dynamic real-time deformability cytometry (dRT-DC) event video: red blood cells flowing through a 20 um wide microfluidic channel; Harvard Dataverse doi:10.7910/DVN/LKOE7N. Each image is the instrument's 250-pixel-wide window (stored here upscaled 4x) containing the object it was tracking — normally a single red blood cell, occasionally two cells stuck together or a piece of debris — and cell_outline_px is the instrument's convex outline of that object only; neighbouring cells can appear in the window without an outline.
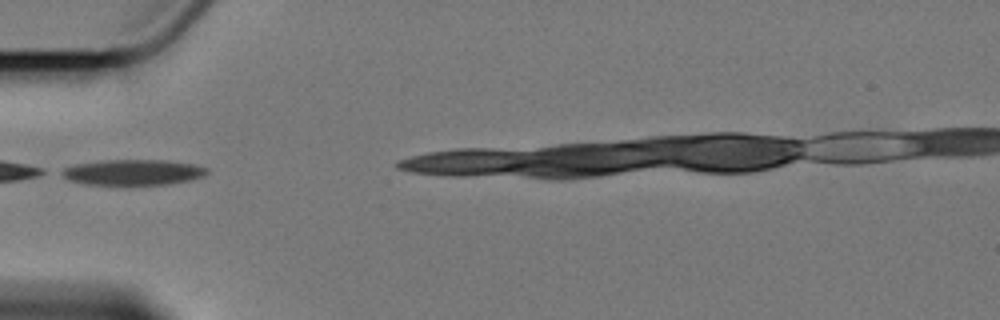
{"species": "Egyptian fruit bat (a non-hibernating species)", "species_latin": "Rousettus aegyptiacus", "temperature_condition": "cold", "stored_images_in_passage": 3, "camera_frame_rate_fps": 3000, "um_per_image_px": 0.085, "animal": {"sex": "female"}, "frame": {"image": 1, "passage_image": 2, "time_ms": 1.0, "image_size_px": [1000, 320], "cell_outline_px": [[208, 172], [204, 176], [192, 180], [168, 184], [84, 184], [68, 180], [56, 172], [64, 168], [76, 164], [100, 160], [168, 160], [196, 164], [208, 168]], "centroid_in_image_um": [11.3, 14.63], "position_along_channel_um": 73.7, "area_um2": 21.91}}